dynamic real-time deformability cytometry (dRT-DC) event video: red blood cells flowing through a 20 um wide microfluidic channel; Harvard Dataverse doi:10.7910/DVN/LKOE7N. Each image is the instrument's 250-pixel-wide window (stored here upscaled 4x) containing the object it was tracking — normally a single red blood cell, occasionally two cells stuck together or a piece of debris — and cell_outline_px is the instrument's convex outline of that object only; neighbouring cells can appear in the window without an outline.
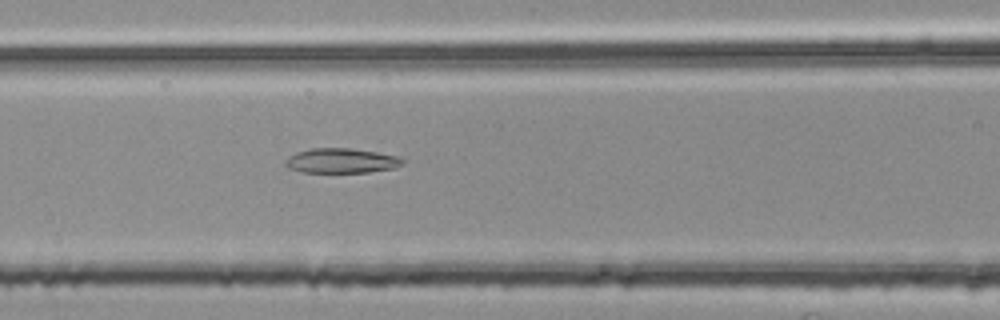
{"species": "common noctule bat (a hibernating species)", "species_latin": "Nyctalus noctula", "temperature_condition": "room temperature", "stored_images_in_passage": 30, "camera_frame_rate_fps": 3000, "um_per_image_px": 0.085, "animal": {"sex": "female", "body_mass_g": 25.1}, "frame": {"image": 1, "passage_image": 9, "time_ms": 2.667, "image_size_px": [1000, 320], "cell_outline_px": [[404, 164], [396, 168], [368, 172], [300, 172], [288, 168], [284, 164], [284, 160], [288, 156], [296, 152], [312, 148], [352, 148], [376, 152], [396, 156], [404, 160]], "centroid_in_image_um": [28.99, 13.66], "position_along_channel_um": 137.6, "area_um2": 17.05}}
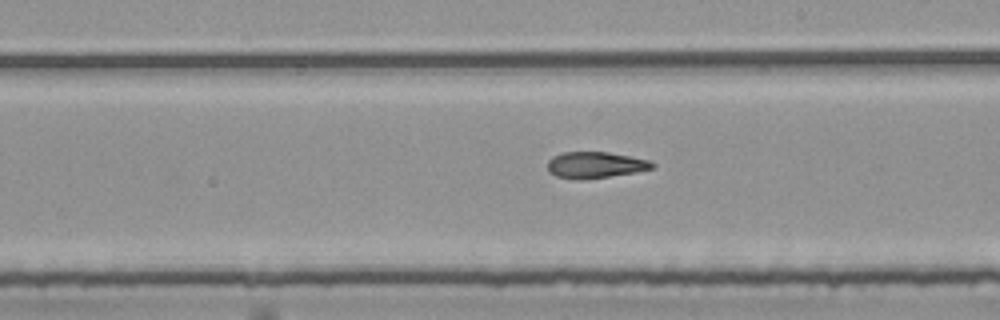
{"frame": {"image": 2, "passage_image": 17, "time_ms": 5.333, "image_size_px": [1000, 320], "cell_outline_px": [[656, 168], [636, 172], [584, 180], [580, 180], [556, 176], [548, 172], [548, 160], [552, 156], [564, 152], [608, 152], [648, 160], [656, 164]], "centroid_in_image_um": [50.6, 14.03], "position_along_channel_um": 238.4, "area_um2": 16.13}}
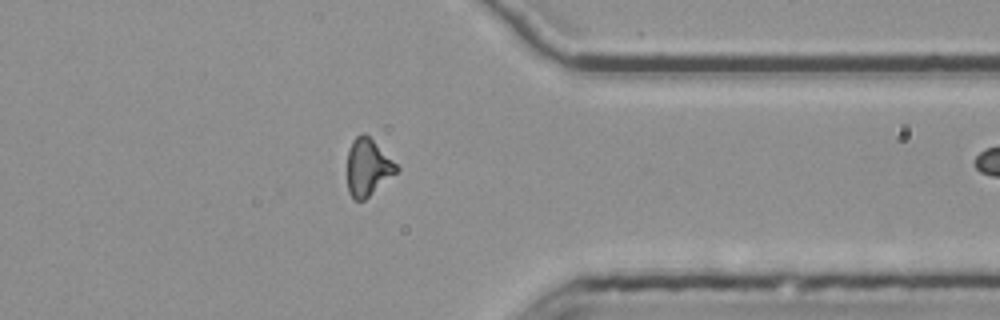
{"frame": {"image": 3, "passage_image": 29, "time_ms": 9.333, "image_size_px": [1000, 320], "cell_outline_px": [[400, 168], [396, 172], [364, 200], [352, 200], [348, 192], [348, 152], [352, 140], [356, 136], [364, 132]], "centroid_in_image_um": [31.23, 14.23], "position_along_channel_um": 380.2, "area_um2": 15.95}}